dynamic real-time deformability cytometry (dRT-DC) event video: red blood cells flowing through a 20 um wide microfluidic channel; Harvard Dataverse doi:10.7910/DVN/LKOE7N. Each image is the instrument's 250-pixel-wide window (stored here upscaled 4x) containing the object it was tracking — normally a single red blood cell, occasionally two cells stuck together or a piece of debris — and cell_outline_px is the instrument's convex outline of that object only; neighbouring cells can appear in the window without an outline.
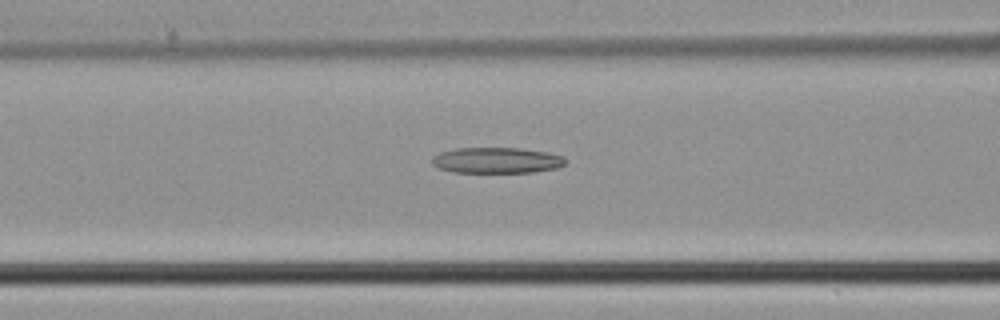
{"species": "common noctule bat (a hibernating species)", "species_latin": "Nyctalus noctula", "temperature_condition": "cold", "stored_images_in_passage": 28, "camera_frame_rate_fps": 3000, "um_per_image_px": 0.085, "animal": {"sex": "male", "body_mass_g": 21.5, "forearm_length_mm": 52.0}, "frame": {"image": 1, "passage_image": 9, "time_ms": 2.667, "image_size_px": [1000, 320], "cell_outline_px": [[568, 160], [564, 164], [556, 168], [532, 172], [452, 172], [436, 168], [432, 164], [432, 156], [440, 152], [456, 148], [520, 148], [548, 152], [564, 156]], "centroid_in_image_um": [42.2, 13.62], "position_along_channel_um": 124.4, "area_um2": 20.23}}
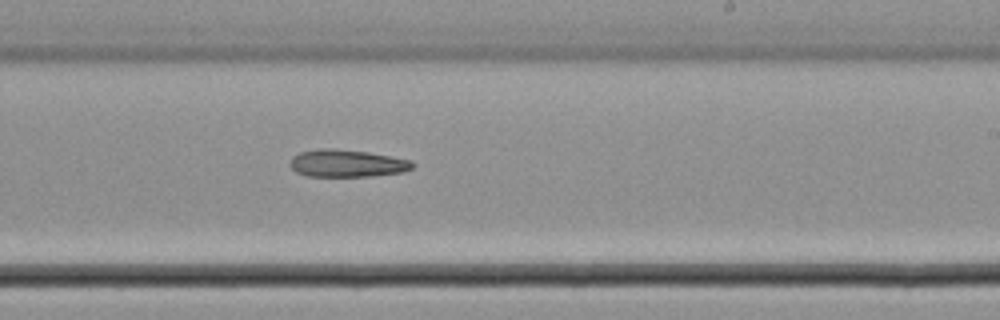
{"frame": {"image": 2, "passage_image": 18, "time_ms": 5.667, "image_size_px": [1000, 320], "cell_outline_px": [[416, 164], [412, 168], [404, 172], [372, 176], [304, 176], [296, 172], [288, 164], [292, 156], [300, 152], [320, 148], [332, 148], [368, 152], [412, 160]], "centroid_in_image_um": [29.48, 13.88], "position_along_channel_um": 259.5, "area_um2": 19.77}}
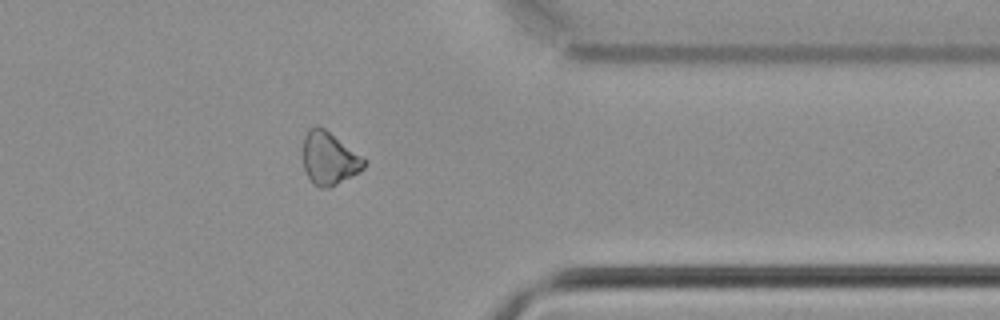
{"frame": {"image": 3, "passage_image": 27, "time_ms": 8.667, "image_size_px": [1000, 320], "cell_outline_px": [[364, 168], [360, 172], [328, 188], [320, 188], [312, 184], [304, 168], [300, 156], [300, 152], [304, 136], [308, 128], [316, 124], [324, 128], [364, 156]], "centroid_in_image_um": [27.92, 13.43], "position_along_channel_um": 383.5, "area_um2": 19.42}}